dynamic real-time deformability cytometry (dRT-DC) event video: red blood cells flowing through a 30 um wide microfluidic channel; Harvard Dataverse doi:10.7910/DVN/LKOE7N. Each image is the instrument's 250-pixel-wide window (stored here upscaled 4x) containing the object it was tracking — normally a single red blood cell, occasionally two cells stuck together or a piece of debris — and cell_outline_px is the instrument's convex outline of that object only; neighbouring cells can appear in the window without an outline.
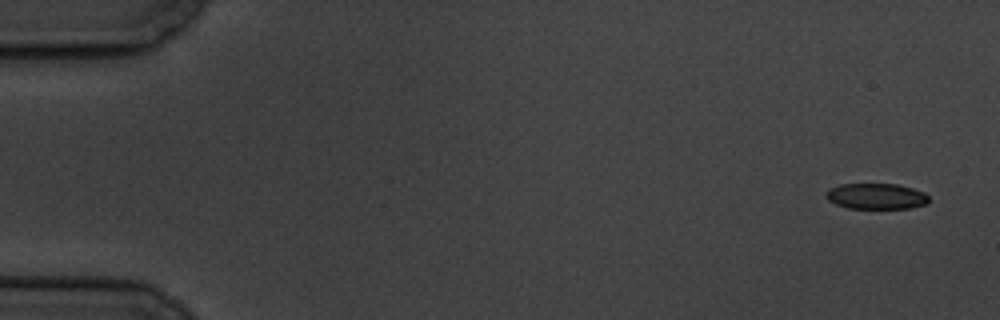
{"species": "common noctule bat (a hibernating species)", "species_latin": "Nyctalus noctula", "temperature_condition": "cold", "stored_images_in_passage": 6, "camera_frame_rate_fps": 3000, "um_per_image_px": 0.085, "animal": {"sex": "male", "body_mass_g": 19.5, "forearm_length_mm": 54.6}, "frame": {"image": 1, "passage_image": 1, "time_ms": 0.0, "image_size_px": [1000, 320], "cell_outline_px": [[928, 200], [924, 204], [908, 208], [848, 208], [836, 204], [828, 200], [824, 196], [824, 192], [828, 188], [840, 184], [896, 184], [912, 188], [924, 192], [928, 196]], "centroid_in_image_um": [74.41, 16.67], "position_along_channel_um": 10.6, "area_um2": 15.43}}
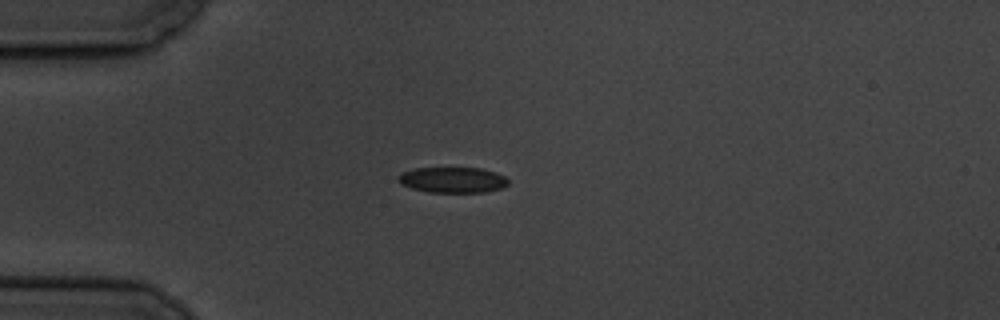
{"frame": {"image": 2, "passage_image": 5, "time_ms": 4.333, "image_size_px": [1000, 320], "cell_outline_px": [[508, 184], [504, 188], [484, 192], [428, 192], [412, 188], [400, 184], [396, 180], [396, 176], [400, 172], [416, 168], [480, 168], [496, 172], [504, 176], [508, 180]], "centroid_in_image_um": [38.44, 15.29], "position_along_channel_um": 46.6, "area_um2": 16.65}}